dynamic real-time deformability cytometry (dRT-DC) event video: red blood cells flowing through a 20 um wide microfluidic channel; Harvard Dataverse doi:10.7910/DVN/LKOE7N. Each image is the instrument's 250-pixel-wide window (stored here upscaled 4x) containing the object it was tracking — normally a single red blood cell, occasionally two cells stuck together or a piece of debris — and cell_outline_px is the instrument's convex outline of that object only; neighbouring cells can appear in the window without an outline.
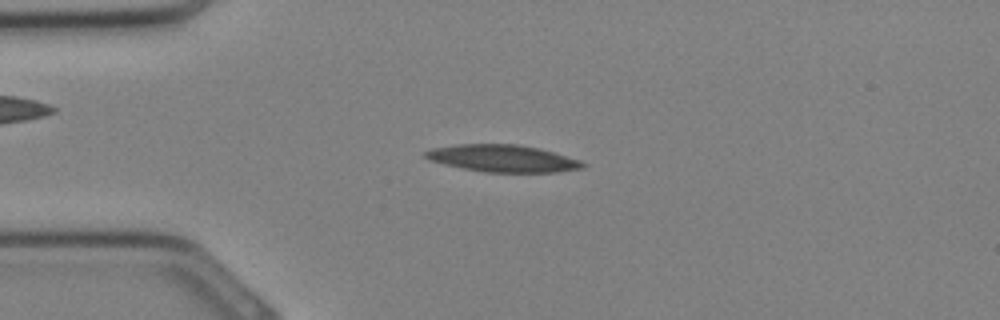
{"species": "Egyptian fruit bat (a non-hibernating species)", "species_latin": "Rousettus aegyptiacus", "temperature_condition": "cold", "stored_images_in_passage": 32, "camera_frame_rate_fps": 3000, "um_per_image_px": 0.085, "animal": {"sex": "female"}, "frame": {"image": 1, "passage_image": 7, "time_ms": 2.0, "image_size_px": [1000, 320], "cell_outline_px": [[588, 164], [584, 168], [556, 172], [484, 172], [444, 164], [432, 160], [424, 156], [424, 152], [432, 148], [456, 144], [516, 144], [540, 148], [580, 160]], "centroid_in_image_um": [42.77, 13.46], "position_along_channel_um": 42.2, "area_um2": 24.8}}
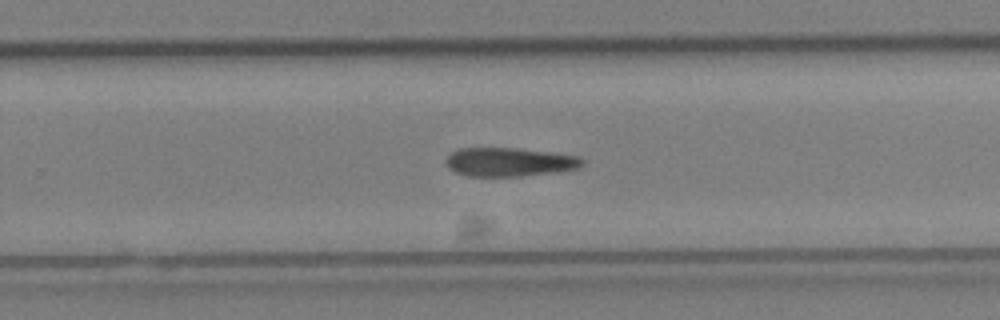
{"frame": {"image": 2, "passage_image": 20, "time_ms": 6.333, "image_size_px": [1000, 320], "cell_outline_px": [[584, 164], [580, 168], [552, 172], [520, 176], [468, 176], [456, 172], [448, 168], [444, 160], [456, 148], [516, 148], [580, 156], [584, 160]], "centroid_in_image_um": [43.28, 13.76], "position_along_channel_um": 286.5, "area_um2": 22.83}}
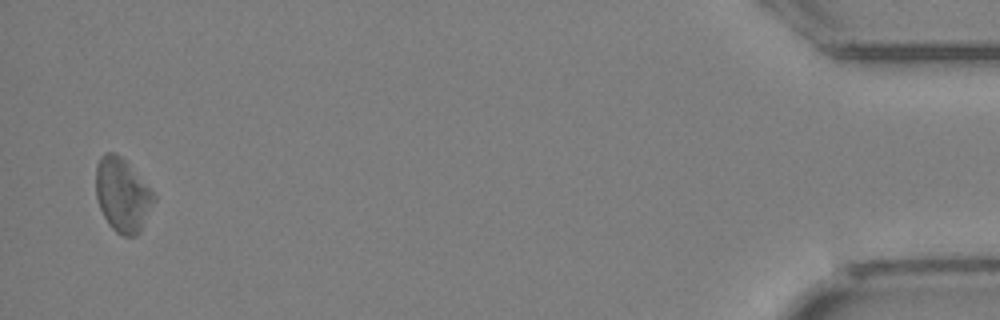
{"frame": {"image": 3, "passage_image": 31, "time_ms": 10.0, "image_size_px": [1000, 320], "cell_outline_px": [[156, 200], [140, 232], [136, 236], [124, 236], [116, 232], [108, 224], [100, 208], [96, 196], [96, 164], [100, 156], [108, 152], [112, 152], [120, 156], [128, 164], [156, 196]], "centroid_in_image_um": [10.4, 16.6], "position_along_channel_um": 424.8, "area_um2": 24.74}}